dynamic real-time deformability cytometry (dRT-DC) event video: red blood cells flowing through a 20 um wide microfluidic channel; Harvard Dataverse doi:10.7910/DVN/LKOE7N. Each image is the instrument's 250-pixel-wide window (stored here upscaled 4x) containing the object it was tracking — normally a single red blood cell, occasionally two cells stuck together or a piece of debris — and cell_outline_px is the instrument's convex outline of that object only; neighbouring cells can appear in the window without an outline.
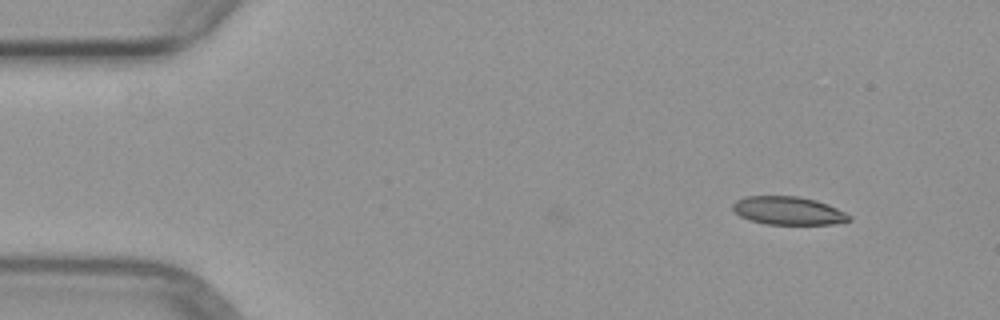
{"species": "common noctule bat (a hibernating species)", "species_latin": "Nyctalus noctula", "temperature_condition": "warm", "stored_images_in_passage": 6, "camera_frame_rate_fps": 3000, "um_per_image_px": 0.085, "animal": {"sex": "female", "body_mass_g": 29.2, "forearm_length_mm": 56.3}, "frame": {"image": 1, "passage_image": 2, "time_ms": 1.333, "image_size_px": [1000, 320], "cell_outline_px": [[852, 220], [836, 224], [764, 224], [740, 216], [732, 208], [732, 204], [736, 200], [744, 196], [800, 196], [816, 200], [828, 204], [852, 216]], "centroid_in_image_um": [67.02, 17.9], "position_along_channel_um": 18.0, "area_um2": 19.19}}
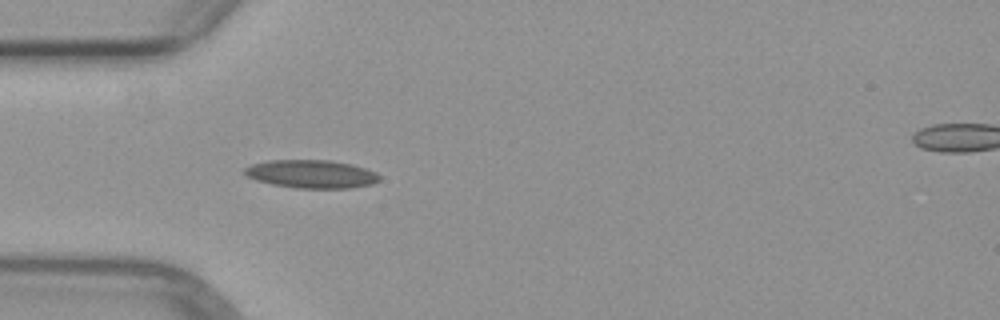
{"frame": {"image": 2, "passage_image": 5, "time_ms": 4.667, "image_size_px": [1000, 320], "cell_outline_px": [[380, 180], [372, 184], [352, 188], [296, 188], [272, 184], [256, 180], [248, 176], [244, 172], [244, 168], [252, 164], [268, 160], [328, 160], [352, 164], [376, 172], [380, 176]], "centroid_in_image_um": [26.49, 14.79], "position_along_channel_um": 58.5, "area_um2": 22.14}}